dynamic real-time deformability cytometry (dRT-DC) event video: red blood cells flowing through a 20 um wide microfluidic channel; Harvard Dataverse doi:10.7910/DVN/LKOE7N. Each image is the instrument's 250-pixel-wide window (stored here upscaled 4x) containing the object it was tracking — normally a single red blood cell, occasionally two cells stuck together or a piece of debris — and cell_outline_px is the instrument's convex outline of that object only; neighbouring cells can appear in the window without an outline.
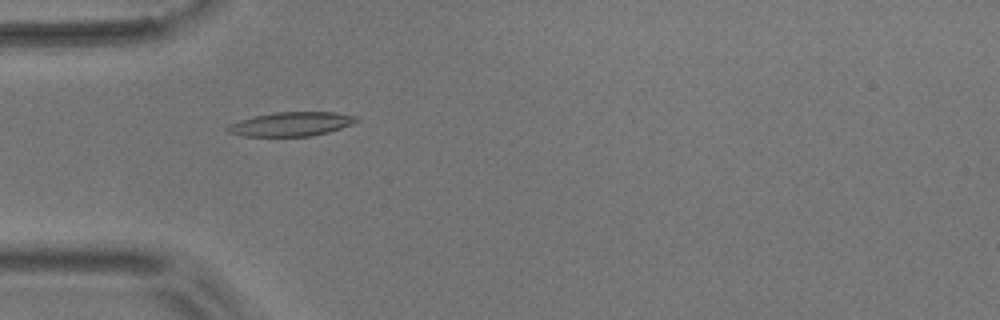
{"species": "common noctule bat (a hibernating species)", "species_latin": "Nyctalus noctula", "temperature_condition": "room temperature", "stored_images_in_passage": 2, "camera_frame_rate_fps": 3000, "um_per_image_px": 0.085, "animal": {"sex": "male", "body_mass_g": 17.9}, "frame": {"image": 1, "passage_image": 1, "time_ms": 0.0, "image_size_px": [1000, 320], "cell_outline_px": [[360, 120], [352, 124], [328, 132], [312, 136], [244, 136], [228, 132], [224, 128], [228, 124], [252, 116], [276, 112], [336, 112], [360, 116]], "centroid_in_image_um": [24.77, 10.53], "position_along_channel_um": 60.2, "area_um2": 18.26}}
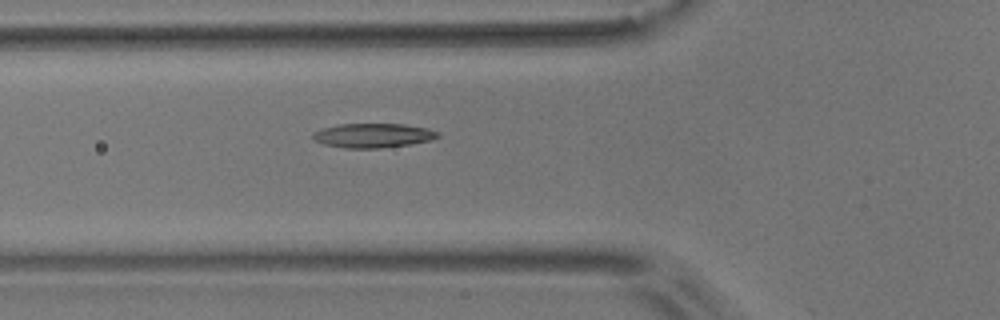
{"frame": {"image": 2, "passage_image": 2, "time_ms": 1.0, "image_size_px": [1000, 320], "cell_outline_px": [[440, 136], [432, 140], [408, 144], [380, 148], [344, 148], [324, 144], [316, 140], [312, 136], [312, 132], [324, 128], [340, 124], [404, 124], [428, 128], [440, 132]], "centroid_in_image_um": [31.74, 11.51], "position_along_channel_um": 94.1, "area_um2": 17.63}}